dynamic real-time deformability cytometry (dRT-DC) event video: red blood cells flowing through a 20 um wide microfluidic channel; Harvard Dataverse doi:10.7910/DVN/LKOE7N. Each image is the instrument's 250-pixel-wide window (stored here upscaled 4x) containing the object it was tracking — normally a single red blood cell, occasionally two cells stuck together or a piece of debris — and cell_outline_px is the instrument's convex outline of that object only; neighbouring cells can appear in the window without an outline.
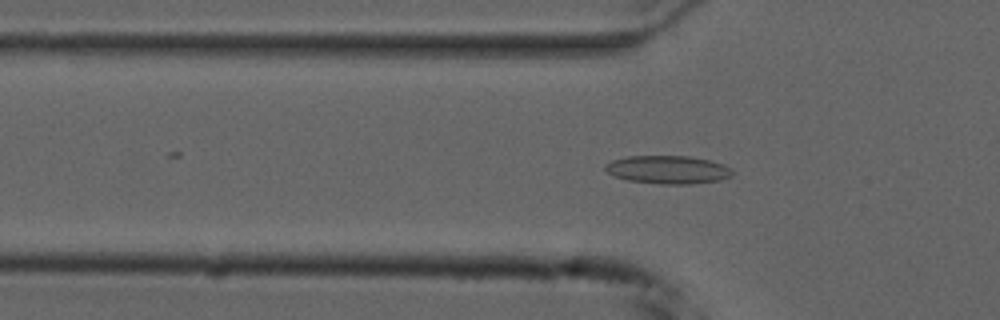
{"species": "common noctule bat (a hibernating species)", "species_latin": "Nyctalus noctula", "temperature_condition": "cold", "stored_images_in_passage": 47, "camera_frame_rate_fps": 3000, "um_per_image_px": 0.085, "animal": {"sex": "male", "forearm_length_mm": 52.5}, "frame": {"image": 1, "passage_image": 10, "time_ms": 3.0, "image_size_px": [1000, 320], "cell_outline_px": [[732, 176], [720, 180], [688, 184], [660, 184], [628, 180], [616, 176], [608, 172], [604, 168], [604, 164], [612, 160], [628, 156], [688, 156], [708, 160], [724, 164], [732, 172]], "centroid_in_image_um": [56.75, 14.42], "position_along_channel_um": 69.0, "area_um2": 20.69}}
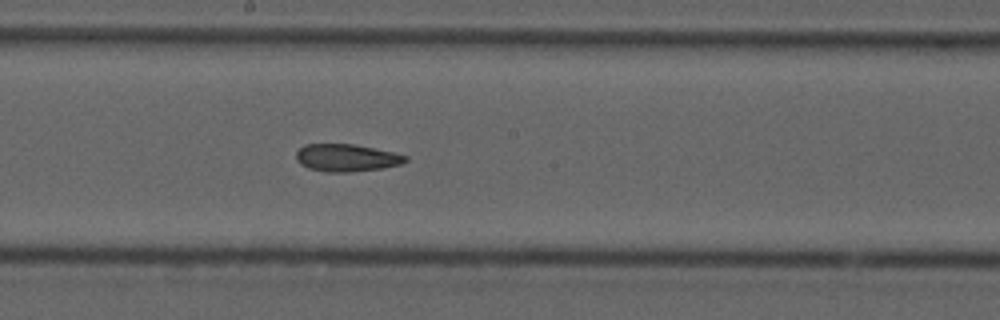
{"frame": {"image": 2, "passage_image": 22, "time_ms": 7.0, "image_size_px": [1000, 320], "cell_outline_px": [[408, 160], [400, 164], [384, 168], [348, 172], [328, 172], [308, 168], [300, 164], [296, 160], [296, 152], [304, 144], [352, 144], [392, 152], [408, 156]], "centroid_in_image_um": [29.43, 13.41], "position_along_channel_um": 218.8, "area_um2": 17.4}}
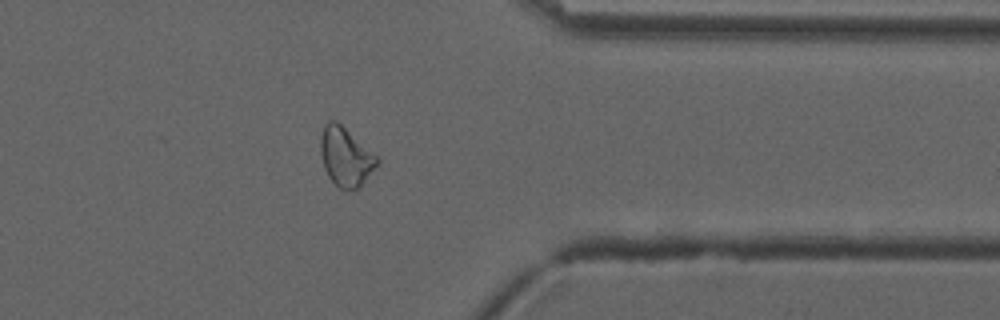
{"frame": {"image": 3, "passage_image": 36, "time_ms": 11.667, "image_size_px": [1000, 320], "cell_outline_px": [[380, 164], [356, 188], [340, 188], [328, 176], [324, 168], [320, 152], [320, 140], [324, 124], [328, 120], [336, 120], [376, 156], [380, 160]], "centroid_in_image_um": [29.36, 13.29], "position_along_channel_um": 382.0, "area_um2": 18.9}, "authors_computed_cell_mechanics": {"area_um2": 18.9584, "velocity_mm_per_s": 3.7377, "shape_relaxation_time_tau1_ms": null, "shape_relaxation_time_tau2_ms": 4.2536, "deformation_change_tau1": null, "deformation_change_tau2": 0.1099}}